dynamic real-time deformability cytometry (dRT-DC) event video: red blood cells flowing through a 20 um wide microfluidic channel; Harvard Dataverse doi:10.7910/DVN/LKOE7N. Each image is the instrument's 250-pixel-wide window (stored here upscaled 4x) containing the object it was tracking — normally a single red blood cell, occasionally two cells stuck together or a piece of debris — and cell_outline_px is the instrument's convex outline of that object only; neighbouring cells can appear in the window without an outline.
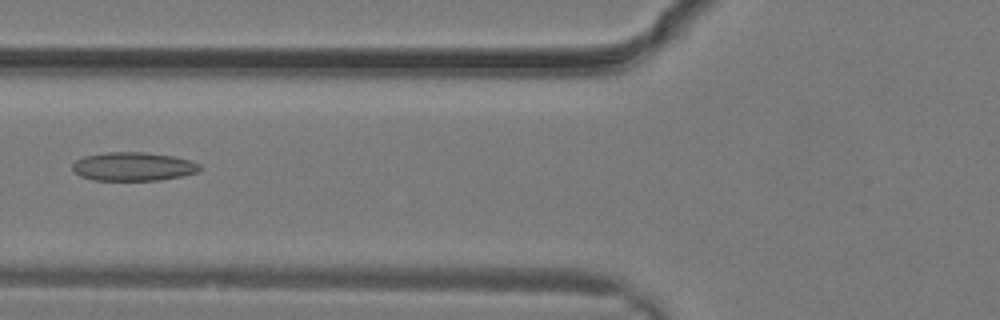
{"species": "common noctule bat (a hibernating species)", "species_latin": "Nyctalus noctula", "temperature_condition": "warm", "stored_images_in_passage": 8, "camera_frame_rate_fps": 3000, "um_per_image_px": 0.085, "animal": {"sex": "male", "body_mass_g": 19.2, "forearm_length_mm": 51.8}, "frame": {"image": 1, "passage_image": 7, "time_ms": 2.0, "image_size_px": [1000, 320], "cell_outline_px": [[200, 168], [196, 172], [180, 176], [160, 180], [92, 180], [80, 176], [72, 168], [72, 164], [76, 160], [84, 156], [108, 152], [144, 152], [172, 156], [188, 160], [200, 164]], "centroid_in_image_um": [11.28, 14.15], "position_along_channel_um": 114.5, "area_um2": 21.04}}